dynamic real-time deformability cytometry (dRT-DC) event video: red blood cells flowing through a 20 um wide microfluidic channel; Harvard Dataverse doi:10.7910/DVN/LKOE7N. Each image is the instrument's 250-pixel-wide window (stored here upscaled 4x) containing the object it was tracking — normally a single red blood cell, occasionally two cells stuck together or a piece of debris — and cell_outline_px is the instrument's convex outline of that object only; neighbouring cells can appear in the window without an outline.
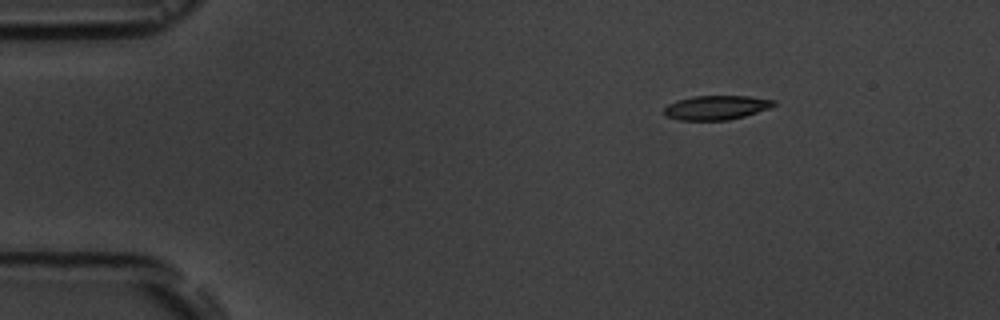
{"species": "common noctule bat (a hibernating species)", "species_latin": "Nyctalus noctula", "temperature_condition": "room temperature", "stored_images_in_passage": 4, "camera_frame_rate_fps": 3000, "um_per_image_px": 0.085, "animal": {"sex": "male", "body_mass_g": 19.5, "forearm_length_mm": 54.6}, "frame": {"image": 1, "passage_image": 1, "time_ms": 0.0, "image_size_px": [1000, 320], "cell_outline_px": [[776, 104], [768, 108], [744, 116], [728, 120], [680, 120], [668, 116], [664, 112], [664, 108], [668, 104], [676, 100], [692, 96], [748, 96], [776, 100]], "centroid_in_image_um": [60.87, 9.13], "position_along_channel_um": 24.1, "area_um2": 15.37}}
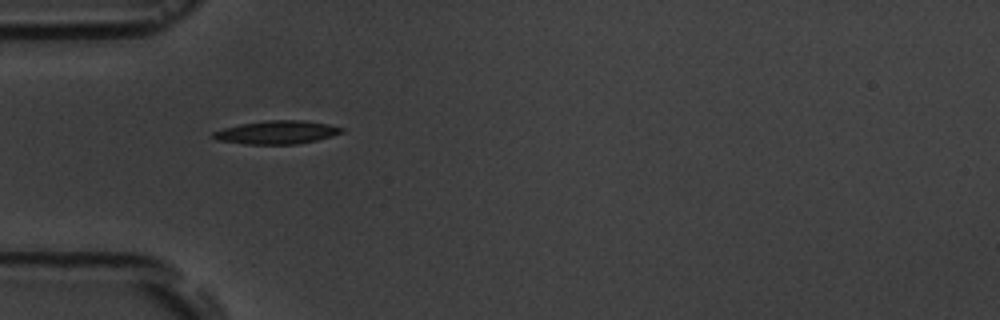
{"frame": {"image": 2, "passage_image": 3, "time_ms": 3.0, "image_size_px": [1000, 320], "cell_outline_px": [[344, 132], [332, 136], [316, 140], [296, 144], [244, 144], [216, 140], [212, 136], [212, 132], [224, 128], [240, 124], [268, 120], [304, 120], [328, 124], [344, 128]], "centroid_in_image_um": [23.53, 11.25], "position_along_channel_um": 61.5, "area_um2": 17.46}}
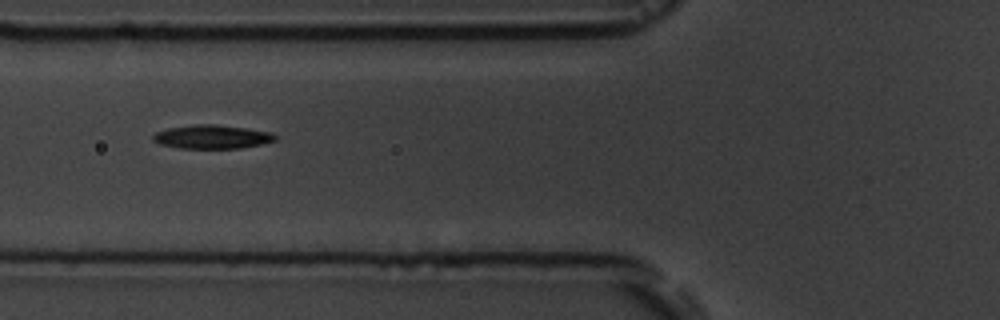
{"frame": {"image": 3, "passage_image": 4, "time_ms": 4.333, "image_size_px": [1000, 320], "cell_outline_px": [[276, 140], [260, 144], [240, 148], [180, 148], [160, 144], [152, 140], [152, 136], [156, 132], [168, 128], [196, 124], [212, 124], [248, 128], [272, 132], [276, 136]], "centroid_in_image_um": [18.02, 11.62], "position_along_channel_um": 107.8, "area_um2": 16.82}}